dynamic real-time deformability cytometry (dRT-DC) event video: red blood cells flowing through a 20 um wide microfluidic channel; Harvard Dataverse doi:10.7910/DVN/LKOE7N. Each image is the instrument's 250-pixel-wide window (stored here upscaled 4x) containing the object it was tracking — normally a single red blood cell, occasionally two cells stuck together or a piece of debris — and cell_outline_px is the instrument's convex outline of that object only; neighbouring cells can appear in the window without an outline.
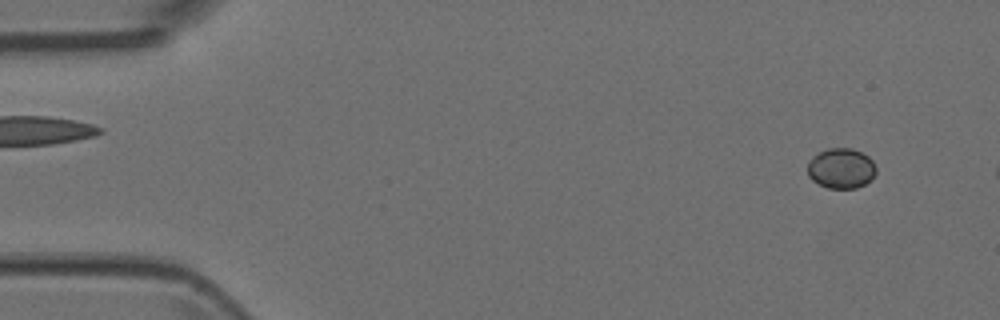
{"species": "Egyptian fruit bat (a non-hibernating species)", "species_latin": "Rousettus aegyptiacus", "temperature_condition": "room temperature", "stored_images_in_passage": 4, "camera_frame_rate_fps": 3000, "um_per_image_px": 0.085, "animal": {"sex": "female"}, "frame": {"image": 1, "passage_image": 1, "time_ms": 0.0, "image_size_px": [1000, 320], "cell_outline_px": [[876, 172], [872, 180], [856, 188], [828, 188], [812, 180], [808, 176], [808, 160], [812, 156], [828, 148], [852, 148], [868, 156], [872, 160], [876, 168]], "centroid_in_image_um": [71.5, 14.31], "position_along_channel_um": 13.5, "area_um2": 16.13}}